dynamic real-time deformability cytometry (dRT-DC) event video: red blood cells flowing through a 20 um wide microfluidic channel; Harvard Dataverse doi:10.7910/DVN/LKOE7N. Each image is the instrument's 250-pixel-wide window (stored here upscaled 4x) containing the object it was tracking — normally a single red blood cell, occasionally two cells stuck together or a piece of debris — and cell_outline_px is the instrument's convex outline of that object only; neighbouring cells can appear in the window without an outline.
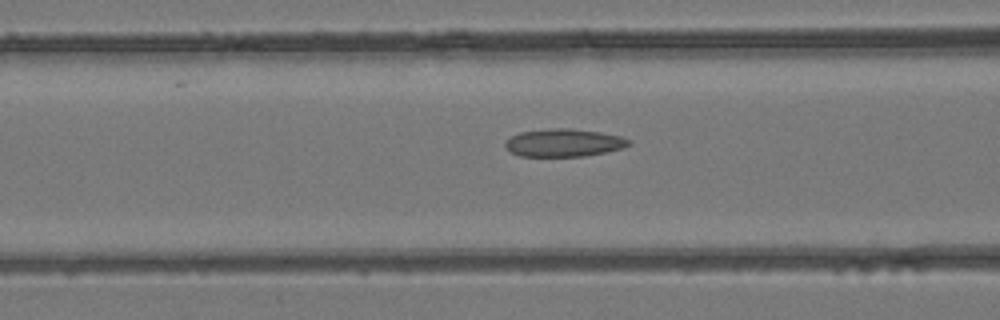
{"species": "common noctule bat (a hibernating species)", "species_latin": "Nyctalus noctula", "temperature_condition": "room temperature", "stored_images_in_passage": 31, "camera_frame_rate_fps": 3000, "um_per_image_px": 0.085, "animal": {"sex": "female", "body_mass_g": 24.6, "forearm_length_mm": 56.2}, "frame": {"image": 1, "passage_image": 13, "time_ms": 4.0, "image_size_px": [1000, 320], "cell_outline_px": [[632, 144], [624, 148], [608, 152], [584, 156], [520, 156], [512, 152], [504, 144], [504, 140], [520, 132], [552, 128], [568, 128], [600, 132], [620, 136], [632, 140]], "centroid_in_image_um": [47.97, 12.13], "position_along_channel_um": 118.6, "area_um2": 20.11}}
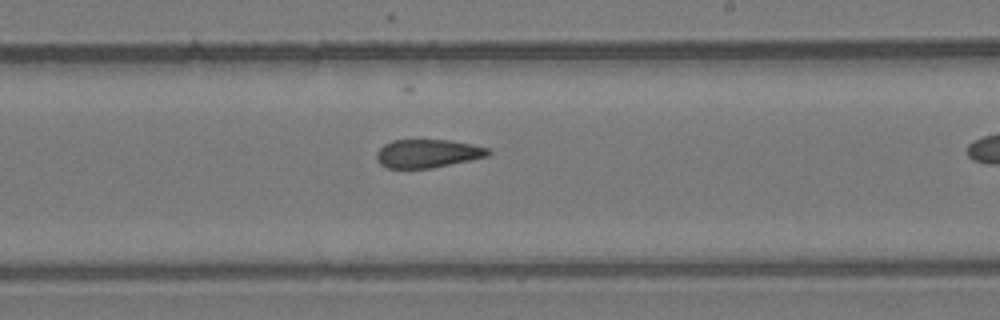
{"frame": {"image": 2, "passage_image": 22, "time_ms": 7.0, "image_size_px": [1000, 320], "cell_outline_px": [[492, 152], [488, 156], [432, 168], [388, 168], [380, 164], [376, 160], [376, 152], [384, 144], [392, 140], [452, 140], [472, 144], [488, 148]], "centroid_in_image_um": [36.34, 13.04], "position_along_channel_um": 252.7, "area_um2": 18.5}}
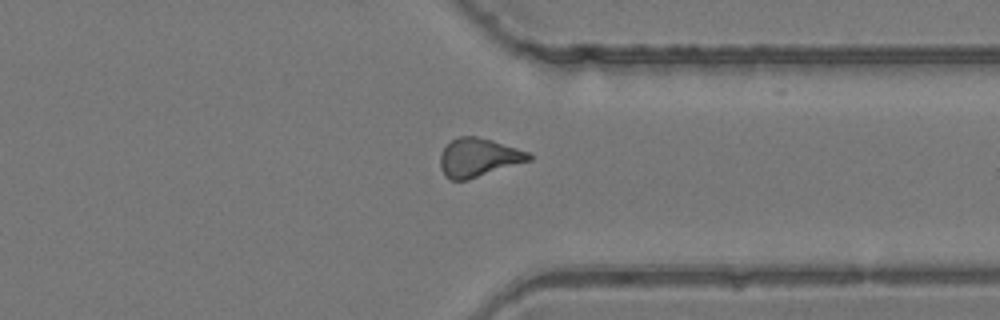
{"frame": {"image": 3, "passage_image": 30, "time_ms": 9.667, "image_size_px": [1000, 320], "cell_outline_px": [[532, 160], [468, 180], [452, 180], [444, 176], [440, 168], [440, 156], [444, 148], [452, 140], [460, 136], [476, 136], [492, 140], [532, 152]], "centroid_in_image_um": [40.7, 13.4], "position_along_channel_um": 370.7, "area_um2": 20.11}}